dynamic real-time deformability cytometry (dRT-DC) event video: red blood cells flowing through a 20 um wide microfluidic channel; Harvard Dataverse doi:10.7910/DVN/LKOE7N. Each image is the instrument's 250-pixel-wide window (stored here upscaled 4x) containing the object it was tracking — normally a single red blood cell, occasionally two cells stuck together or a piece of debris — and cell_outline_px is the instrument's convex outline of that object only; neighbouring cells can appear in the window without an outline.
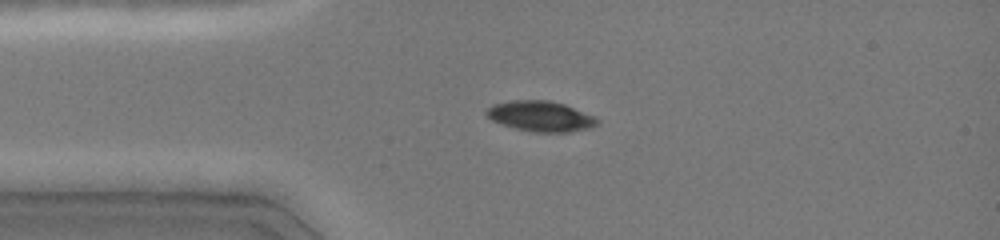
{"species": "common noctule bat (a hibernating species)", "species_latin": "Nyctalus noctula", "temperature_condition": "cold", "stored_images_in_passage": 37, "camera_frame_rate_fps": 3000, "um_per_image_px": 0.085, "animal": {"sex": "female", "body_mass_g": 19.0, "forearm_length_mm": 51.5}, "frame": {"image": 1, "passage_image": 1, "time_ms": 0.0, "image_size_px": [1000, 240], "cell_outline_px": [[600, 124], [592, 128], [568, 132], [536, 132], [516, 128], [500, 124], [492, 120], [484, 112], [492, 104], [512, 100], [548, 100], [564, 104], [596, 116], [600, 120]], "centroid_in_image_um": [46.0, 9.88], "position_along_channel_um": 39.0, "area_um2": 19.83}}
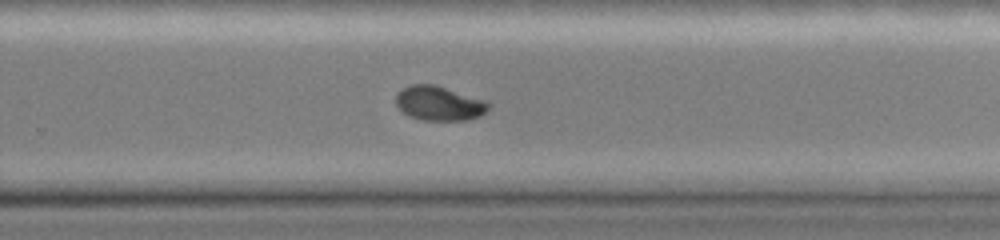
{"frame": {"image": 2, "passage_image": 21, "time_ms": 6.667, "image_size_px": [1000, 240], "cell_outline_px": [[492, 104], [480, 116], [468, 120], [424, 120], [408, 116], [396, 104], [396, 96], [404, 88], [412, 84], [432, 84], [488, 100]], "centroid_in_image_um": [37.37, 8.79], "position_along_channel_um": 292.4, "area_um2": 18.5}}
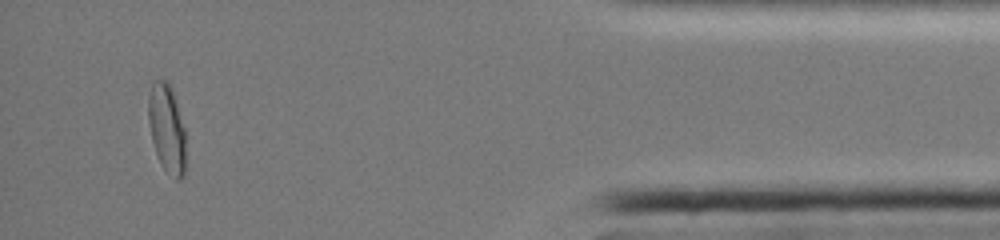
{"frame": {"image": 3, "passage_image": 34, "time_ms": 11.0, "image_size_px": [1000, 240], "cell_outline_px": [[184, 176], [180, 180], [176, 180], [160, 164], [152, 140], [148, 120], [148, 96], [152, 80], [168, 80], [172, 88], [184, 128]], "centroid_in_image_um": [14.16, 10.88], "position_along_channel_um": 421.0, "area_um2": 19.19}, "authors_computed_cell_mechanics": {"area_um2": 19.7676, "velocity_mm_per_s": 4.0585, "shape_relaxation_time_tau1_ms": 5.4041, "shape_relaxation_time_tau2_ms": 3.6313, "deformation_change_tau1": 0.1785, "deformation_change_tau2": 0.0374}}